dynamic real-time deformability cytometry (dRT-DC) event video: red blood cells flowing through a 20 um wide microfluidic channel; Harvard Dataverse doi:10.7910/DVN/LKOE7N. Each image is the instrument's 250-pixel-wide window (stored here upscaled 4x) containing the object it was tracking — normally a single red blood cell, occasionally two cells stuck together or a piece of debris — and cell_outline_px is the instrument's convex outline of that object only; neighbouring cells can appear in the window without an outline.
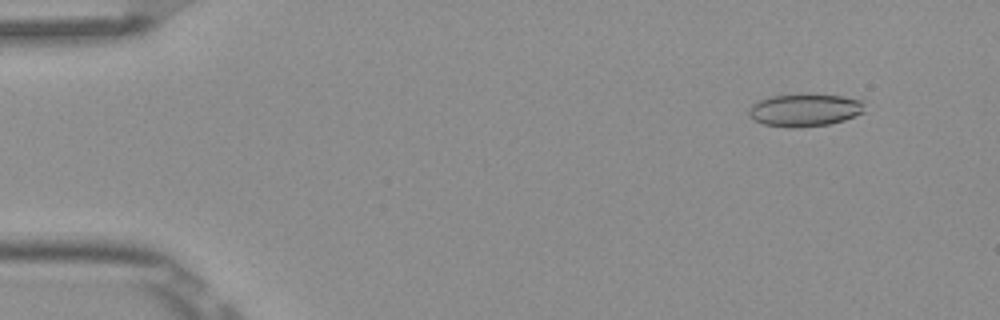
{"species": "Egyptian fruit bat (a non-hibernating species)", "species_latin": "Rousettus aegyptiacus", "temperature_condition": "room temperature", "stored_images_in_passage": 5, "camera_frame_rate_fps": 3000, "um_per_image_px": 0.085, "frame": {"image": 1, "passage_image": 2, "time_ms": 0.333, "image_size_px": [1000, 320], "cell_outline_px": [[864, 112], [844, 120], [828, 124], [796, 128], [788, 128], [764, 124], [748, 116], [748, 108], [756, 100], [772, 96], [800, 92], [812, 92], [844, 96], [864, 100]], "centroid_in_image_um": [68.4, 9.31], "position_along_channel_um": 16.6, "area_um2": 22.89}}
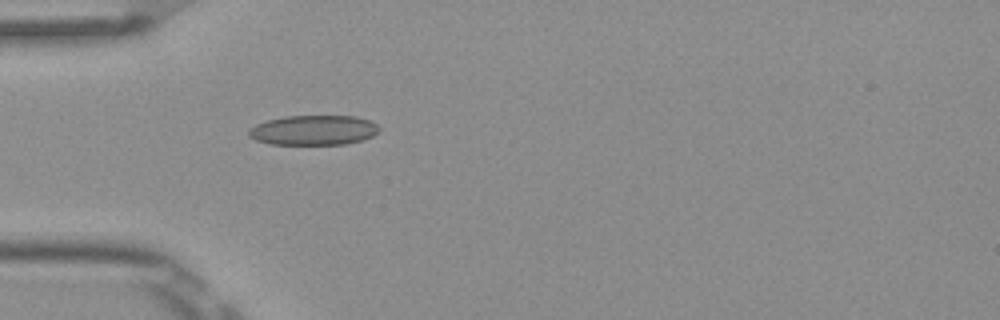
{"frame": {"image": 2, "passage_image": 5, "time_ms": 1.333, "image_size_px": [1000, 320], "cell_outline_px": [[380, 132], [372, 136], [360, 140], [344, 144], [268, 144], [256, 140], [248, 136], [248, 132], [256, 124], [268, 120], [284, 116], [356, 116], [368, 120], [376, 124], [380, 128]], "centroid_in_image_um": [26.66, 11.06], "position_along_channel_um": 58.3, "area_um2": 22.6}}